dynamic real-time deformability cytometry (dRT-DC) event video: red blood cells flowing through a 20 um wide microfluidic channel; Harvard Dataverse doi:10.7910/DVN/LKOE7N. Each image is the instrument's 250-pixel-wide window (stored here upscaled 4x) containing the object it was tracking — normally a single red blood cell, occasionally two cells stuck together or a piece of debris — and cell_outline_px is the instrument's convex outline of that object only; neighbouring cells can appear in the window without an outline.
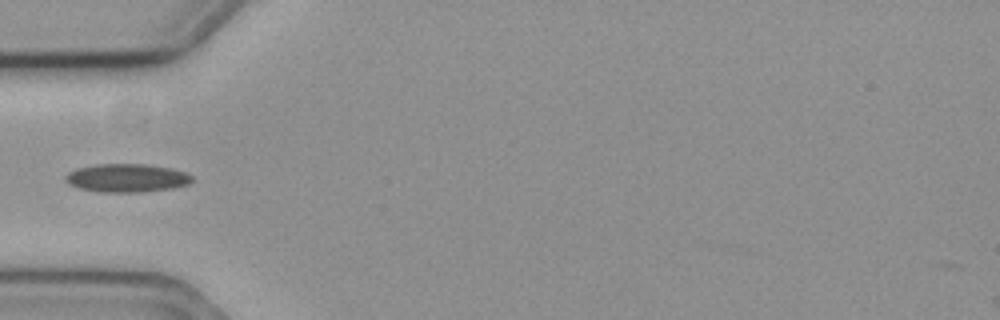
{"species": "common noctule bat (a hibernating species)", "species_latin": "Nyctalus noctula", "temperature_condition": "cold", "stored_images_in_passage": 40, "camera_frame_rate_fps": 3000, "um_per_image_px": 0.085, "animal": {"sex": "female", "body_mass_g": 19.3, "forearm_length_mm": 54.1}, "frame": {"image": 1, "passage_image": 1, "time_ms": 0.0, "image_size_px": [1000, 320], "cell_outline_px": [[192, 180], [188, 184], [172, 188], [140, 192], [100, 192], [80, 188], [68, 184], [64, 180], [64, 176], [68, 172], [76, 168], [100, 164], [144, 164], [172, 168], [184, 172], [192, 176]], "centroid_in_image_um": [10.74, 15.13], "position_along_channel_um": 74.3, "area_um2": 20.87}}
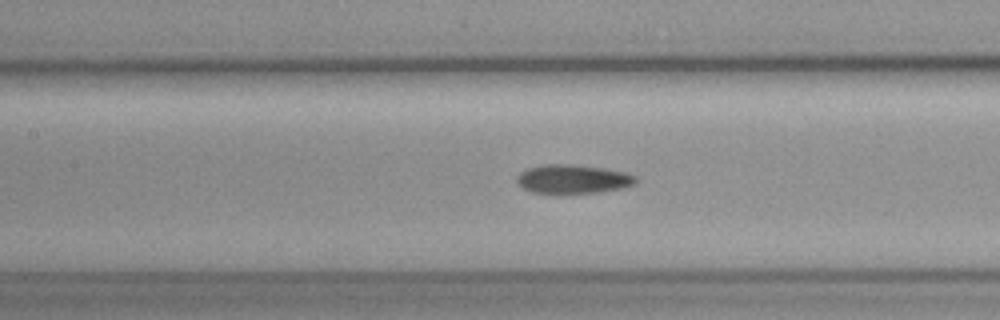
{"frame": {"image": 2, "passage_image": 8, "time_ms": 2.333, "image_size_px": [1000, 320], "cell_outline_px": [[636, 184], [620, 188], [596, 192], [532, 192], [524, 188], [516, 180], [520, 172], [528, 168], [544, 164], [568, 164], [604, 168], [624, 172], [636, 176]], "centroid_in_image_um": [48.71, 15.2], "position_along_channel_um": 158.7, "area_um2": 19.48}}
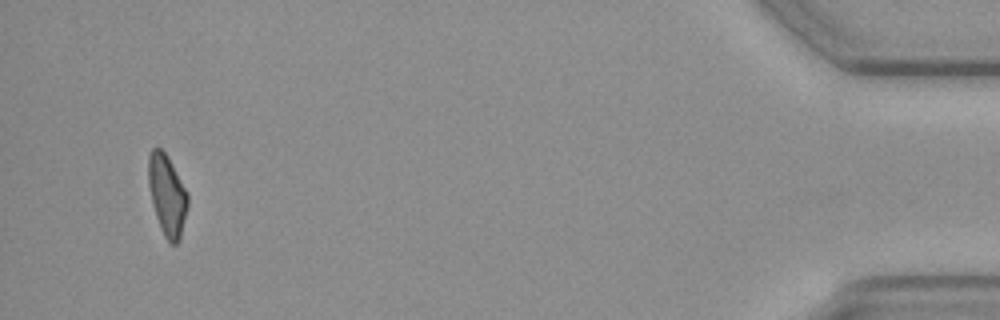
{"frame": {"image": 3, "passage_image": 37, "time_ms": 12.0, "image_size_px": [1000, 320], "cell_outline_px": [[188, 204], [180, 240], [176, 244], [172, 244], [164, 236], [160, 228], [152, 204], [148, 184], [148, 156], [152, 148], [160, 148], [168, 156], [188, 192]], "centroid_in_image_um": [14.2, 16.58], "position_along_channel_um": 421.0, "area_um2": 18.67}}